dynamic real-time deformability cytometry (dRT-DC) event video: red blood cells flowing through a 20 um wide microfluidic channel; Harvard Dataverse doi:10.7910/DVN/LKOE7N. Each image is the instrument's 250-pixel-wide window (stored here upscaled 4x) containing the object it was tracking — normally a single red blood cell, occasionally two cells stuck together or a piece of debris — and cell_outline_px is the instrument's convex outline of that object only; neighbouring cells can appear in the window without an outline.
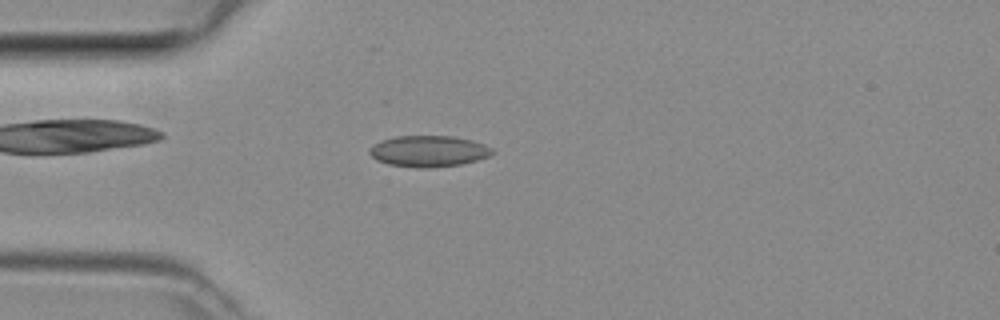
{"species": "common noctule bat (a hibernating species)", "species_latin": "Nyctalus noctula", "temperature_condition": "room temperature", "stored_images_in_passage": 2, "camera_frame_rate_fps": 3000, "um_per_image_px": 0.085, "animal": {"sex": "female", "body_mass_g": 29.2, "forearm_length_mm": 56.3}, "frame": {"image": 1, "passage_image": 2, "time_ms": 0.333, "image_size_px": [1000, 320], "cell_outline_px": [[496, 152], [488, 156], [476, 160], [460, 164], [432, 168], [416, 168], [388, 164], [376, 160], [368, 152], [368, 148], [380, 140], [396, 136], [452, 136], [472, 140], [484, 144], [492, 148]], "centroid_in_image_um": [36.41, 12.85], "position_along_channel_um": 48.6, "area_um2": 22.48}}